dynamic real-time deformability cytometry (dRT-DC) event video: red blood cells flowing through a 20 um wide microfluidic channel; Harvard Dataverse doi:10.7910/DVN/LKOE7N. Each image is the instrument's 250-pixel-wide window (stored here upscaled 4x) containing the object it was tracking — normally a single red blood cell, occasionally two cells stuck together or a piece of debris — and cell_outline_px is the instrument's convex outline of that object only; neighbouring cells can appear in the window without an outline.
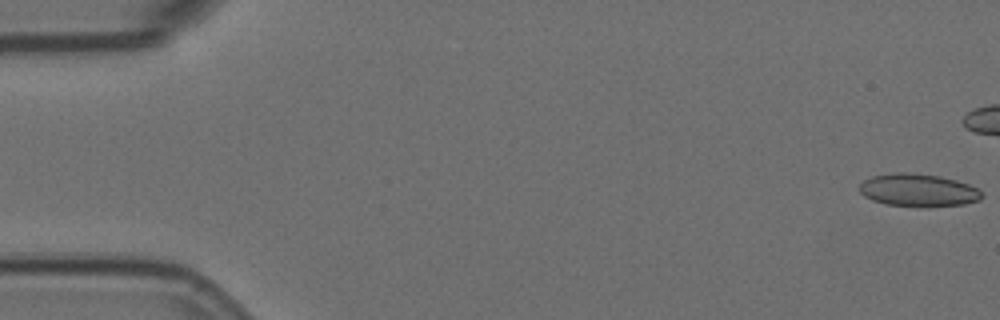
{"species": "Egyptian fruit bat (a non-hibernating species)", "species_latin": "Rousettus aegyptiacus", "temperature_condition": "room temperature", "stored_images_in_passage": 4, "camera_frame_rate_fps": 3000, "um_per_image_px": 0.085, "animal": {"sex": "female"}, "frame": {"image": 1, "passage_image": 1, "time_ms": 0.0, "image_size_px": [1000, 320], "cell_outline_px": [[984, 196], [980, 200], [964, 204], [928, 208], [884, 204], [872, 200], [864, 196], [860, 192], [860, 184], [864, 180], [872, 176], [896, 172], [904, 172], [940, 176], [956, 180], [968, 184], [976, 188]], "centroid_in_image_um": [78.05, 16.19], "position_along_channel_um": 6.9, "area_um2": 23.58}}